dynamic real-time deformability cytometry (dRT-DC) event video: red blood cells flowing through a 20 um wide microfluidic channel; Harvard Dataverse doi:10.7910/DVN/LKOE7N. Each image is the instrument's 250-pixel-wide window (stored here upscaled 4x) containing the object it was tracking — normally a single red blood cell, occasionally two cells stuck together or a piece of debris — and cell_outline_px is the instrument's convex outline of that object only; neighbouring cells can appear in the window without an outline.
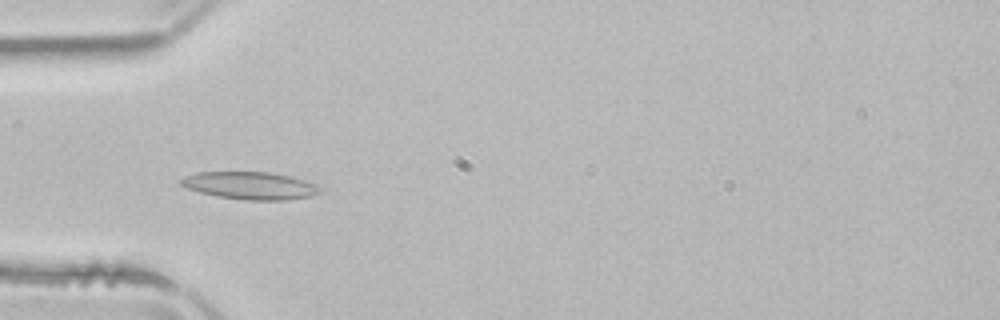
{"species": "common noctule bat (a hibernating species)", "species_latin": "Nyctalus noctula", "temperature_condition": "room temperature", "stored_images_in_passage": 3, "camera_frame_rate_fps": 3000, "um_per_image_px": 0.085, "animal": {"sex": "male", "body_mass_g": 21.5, "forearm_length_mm": 52.0}, "frame": {"image": 1, "passage_image": 3, "time_ms": 3.0, "image_size_px": [1000, 320], "cell_outline_px": [[320, 192], [312, 196], [288, 200], [244, 200], [216, 196], [200, 192], [188, 188], [180, 184], [180, 180], [184, 176], [196, 172], [268, 172], [288, 176], [316, 184], [320, 188]], "centroid_in_image_um": [21.24, 15.78], "position_along_channel_um": 63.8, "area_um2": 22.2}}